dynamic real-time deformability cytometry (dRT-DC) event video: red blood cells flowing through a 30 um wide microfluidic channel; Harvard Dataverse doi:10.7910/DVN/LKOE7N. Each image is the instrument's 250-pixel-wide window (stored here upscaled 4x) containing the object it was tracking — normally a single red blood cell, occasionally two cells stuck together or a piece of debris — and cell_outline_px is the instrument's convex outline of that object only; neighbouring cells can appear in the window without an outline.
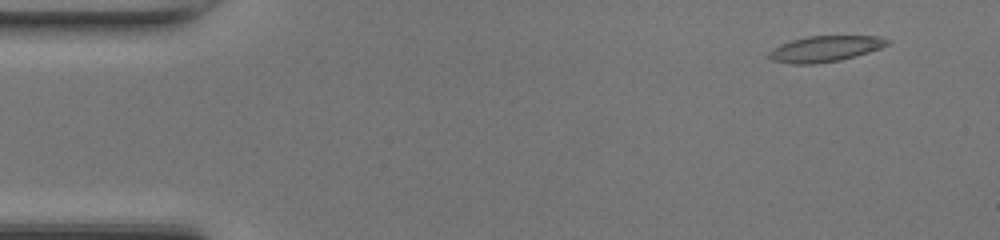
{"species": "common noctule bat (a hibernating species)", "species_latin": "Nyctalus noctula", "temperature_condition": "room temperature", "stored_images_in_passage": 46, "camera_frame_rate_fps": 3000, "um_per_image_px": 0.085, "animal": {"sex": "female", "body_mass_g": 17.0, "forearm_length_mm": 48.0}, "frame": {"image": 1, "passage_image": 3, "time_ms": 0.667, "image_size_px": [1000, 240], "cell_outline_px": [[892, 40], [888, 44], [880, 48], [856, 56], [840, 60], [816, 64], [792, 64], [772, 60], [764, 56], [768, 52], [780, 44], [792, 40], [808, 36], [880, 36]], "centroid_in_image_um": [70.11, 4.15], "position_along_channel_um": 14.9, "area_um2": 17.98}}
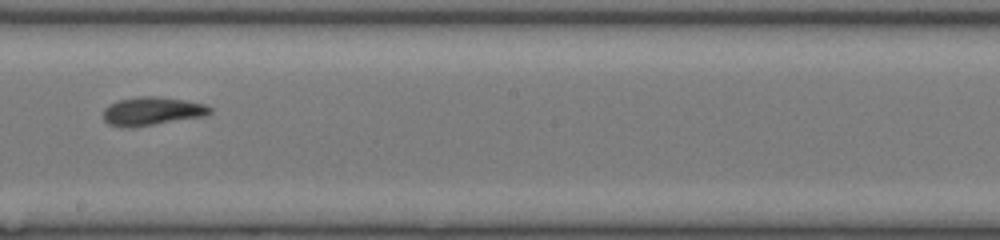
{"frame": {"image": 2, "passage_image": 26, "time_ms": 8.333, "image_size_px": [1000, 240], "cell_outline_px": [[212, 112], [204, 116], [152, 124], [120, 128], [108, 124], [104, 120], [104, 108], [120, 100], [140, 96], [152, 96], [184, 100], [204, 104], [212, 108]], "centroid_in_image_um": [12.91, 9.45], "position_along_channel_um": 235.3, "area_um2": 17.22}}
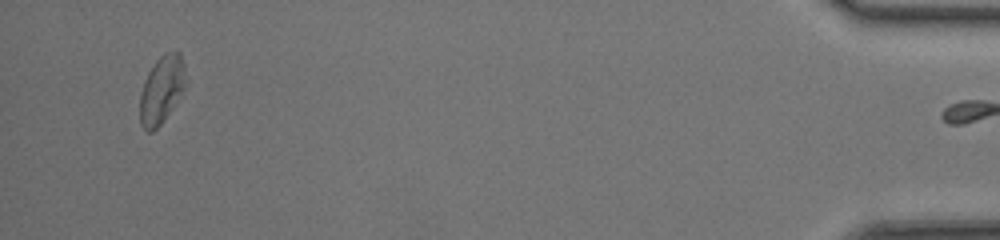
{"frame": {"image": 3, "passage_image": 45, "time_ms": 14.667, "image_size_px": [1000, 240], "cell_outline_px": [[188, 84], [160, 124], [152, 132], [148, 132], [140, 124], [140, 96], [144, 80], [148, 72], [156, 60], [164, 52], [180, 52], [184, 64], [188, 80]], "centroid_in_image_um": [13.76, 7.58], "position_along_channel_um": 421.4, "area_um2": 18.09}, "authors_computed_cell_mechanics": {"area_um2": 17.3978, "velocity_mm_per_s": 4.3239, "shape_relaxation_time_tau1_ms": null, "shape_relaxation_time_tau2_ms": 2.7759, "deformation_change_tau1": null, "deformation_change_tau2": 0.1097}}